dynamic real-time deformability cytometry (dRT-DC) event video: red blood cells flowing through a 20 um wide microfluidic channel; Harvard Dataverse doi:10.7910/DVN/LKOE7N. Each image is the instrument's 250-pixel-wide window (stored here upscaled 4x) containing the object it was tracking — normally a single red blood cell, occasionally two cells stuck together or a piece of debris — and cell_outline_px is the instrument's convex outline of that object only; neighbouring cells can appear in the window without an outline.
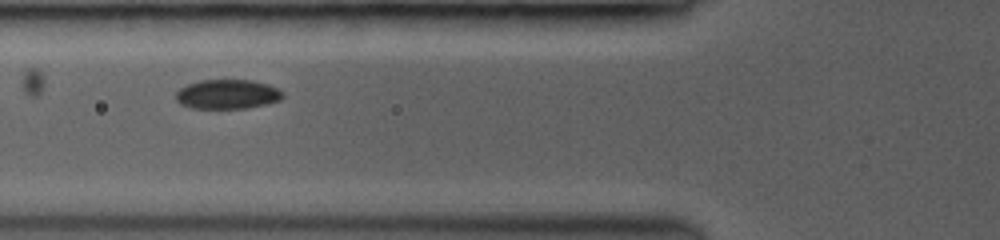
{"species": "common noctule bat (a hibernating species)", "species_latin": "Nyctalus noctula", "temperature_condition": "room temperature", "stored_images_in_passage": 40, "camera_frame_rate_fps": 3500, "um_per_image_px": 0.085, "animal": {"sex": "female", "body_mass_g": 19.0, "forearm_length_mm": 53.3}, "frame": {"image": 1, "passage_image": 11, "time_ms": 2.857, "image_size_px": [1000, 240], "cell_outline_px": [[284, 96], [280, 100], [264, 104], [244, 108], [192, 108], [180, 104], [176, 100], [176, 92], [180, 88], [188, 84], [200, 80], [248, 80], [268, 84], [276, 88]], "centroid_in_image_um": [19.28, 8.01], "position_along_channel_um": 106.5, "area_um2": 18.09}}
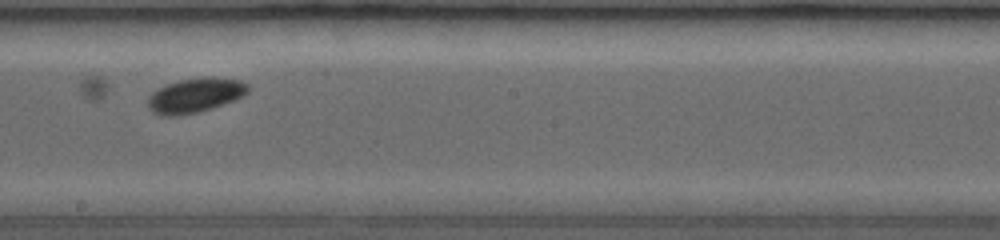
{"frame": {"image": 2, "passage_image": 22, "time_ms": 6.0, "image_size_px": [1000, 240], "cell_outline_px": [[248, 88], [240, 96], [232, 100], [196, 112], [168, 116], [156, 112], [148, 104], [148, 100], [160, 88], [168, 84], [180, 80], [208, 76], [212, 76], [244, 80], [248, 84]], "centroid_in_image_um": [16.65, 8.05], "position_along_channel_um": 231.6, "area_um2": 19.13}}
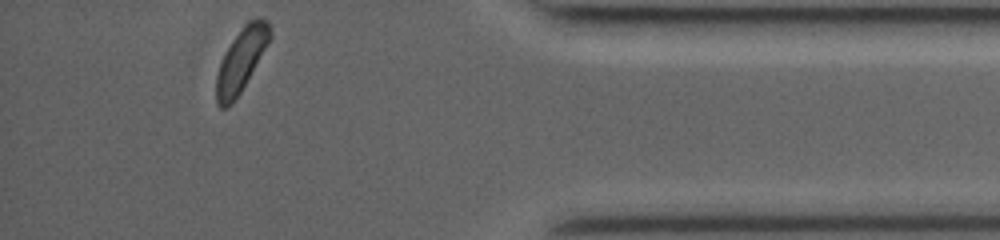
{"frame": {"image": 3, "passage_image": 40, "time_ms": 11.143, "image_size_px": [1000, 240], "cell_outline_px": [[272, 36], [268, 44], [240, 92], [232, 104], [228, 108], [220, 108], [216, 104], [216, 76], [220, 64], [232, 40], [244, 24], [248, 20], [264, 20], [268, 24], [272, 32]], "centroid_in_image_um": [20.48, 5.15], "position_along_channel_um": 414.7, "area_um2": 19.25}, "authors_computed_cell_mechanics": {"area_um2": 19.074, "velocity_mm_per_s": 3.9978, "shape_relaxation_time_tau1_ms": 1.3919, "shape_relaxation_time_tau2_ms": null, "deformation_change_tau1": 0.0663, "deformation_change_tau2": null}}